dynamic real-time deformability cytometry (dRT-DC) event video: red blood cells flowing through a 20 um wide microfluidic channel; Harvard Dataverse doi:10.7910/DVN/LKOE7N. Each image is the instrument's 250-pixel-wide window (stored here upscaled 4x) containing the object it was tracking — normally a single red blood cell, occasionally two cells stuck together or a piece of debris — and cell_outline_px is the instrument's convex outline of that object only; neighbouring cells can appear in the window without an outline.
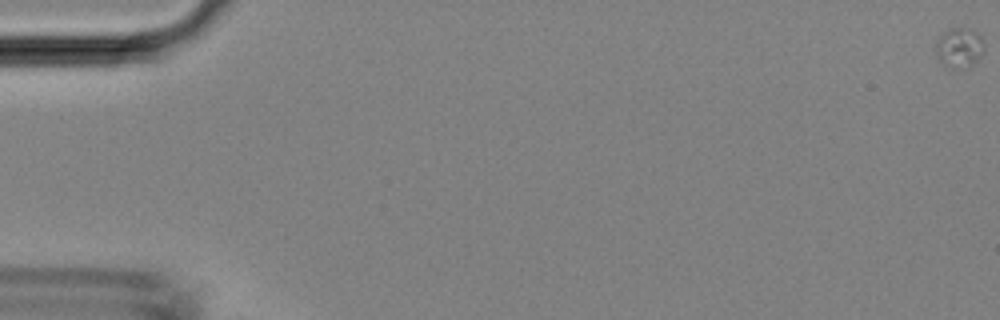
{"species": "Egyptian fruit bat (a non-hibernating species)", "species_latin": "Rousettus aegyptiacus", "temperature_condition": "room temperature", "stored_images_in_passage": 4, "camera_frame_rate_fps": 3000, "um_per_image_px": 0.085, "animal": {"sex": "female"}, "frame": {"image": 1, "passage_image": 1, "time_ms": 0.0, "image_size_px": [1000, 320], "cell_outline_px": [[984, 52], [972, 64], [956, 68], [948, 68], [936, 56], [936, 40], [948, 28], [960, 28], [976, 32], [980, 36], [984, 48]], "centroid_in_image_um": [81.51, 4.05], "position_along_channel_um": 3.5, "area_um2": 10.92}}